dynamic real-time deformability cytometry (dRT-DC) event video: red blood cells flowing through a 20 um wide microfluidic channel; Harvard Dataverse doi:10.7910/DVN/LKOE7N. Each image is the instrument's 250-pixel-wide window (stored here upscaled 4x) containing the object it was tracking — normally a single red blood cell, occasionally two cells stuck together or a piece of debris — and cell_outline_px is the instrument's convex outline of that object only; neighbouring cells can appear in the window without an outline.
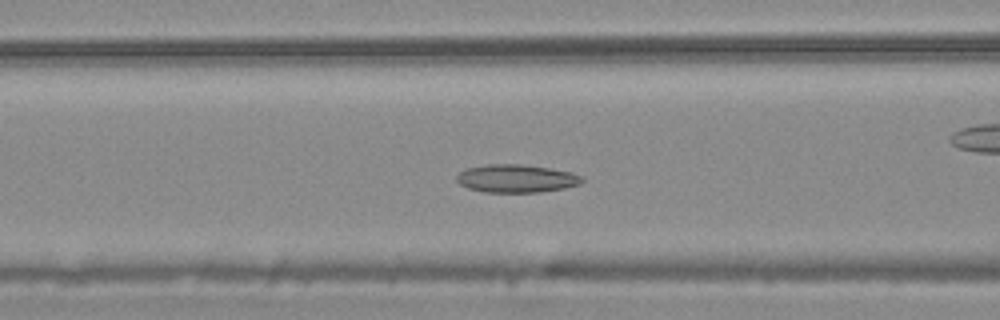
{"species": "common noctule bat (a hibernating species)", "species_latin": "Nyctalus noctula", "temperature_condition": "warm", "stored_images_in_passage": 55, "camera_frame_rate_fps": 3000, "um_per_image_px": 0.085, "animal": {"sex": "male", "body_mass_g": 20.4}, "frame": {"image": 1, "passage_image": 22, "time_ms": 7.0, "image_size_px": [1000, 320], "cell_outline_px": [[584, 180], [580, 184], [564, 188], [540, 192], [484, 192], [468, 188], [460, 184], [456, 180], [456, 176], [464, 168], [488, 164], [520, 164], [548, 168], [572, 172], [584, 176]], "centroid_in_image_um": [43.89, 15.17], "position_along_channel_um": 122.7, "area_um2": 20.58}}
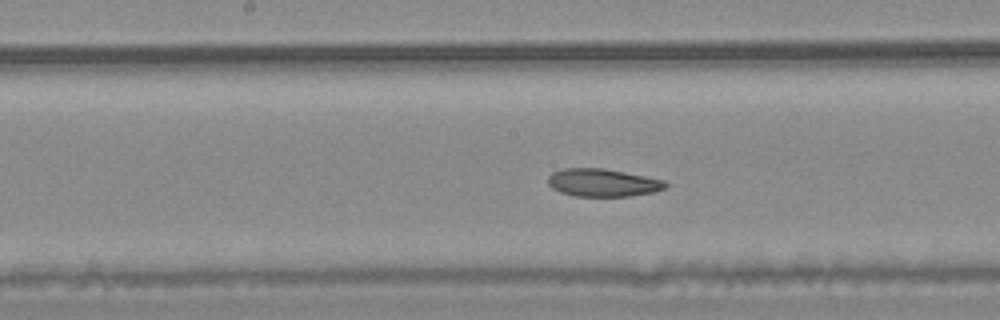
{"frame": {"image": 2, "passage_image": 28, "time_ms": 9.0, "image_size_px": [1000, 320], "cell_outline_px": [[668, 184], [664, 188], [656, 192], [632, 196], [572, 196], [560, 192], [552, 188], [548, 184], [548, 176], [552, 172], [564, 168], [604, 168], [664, 180]], "centroid_in_image_um": [51.22, 15.53], "position_along_channel_um": 197.0, "area_um2": 19.13}}
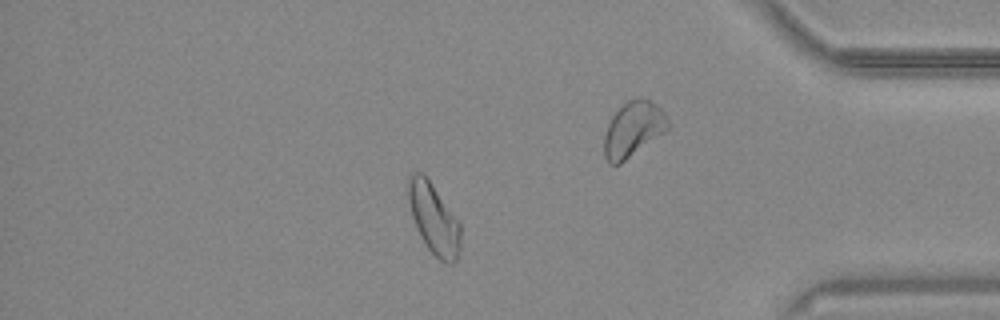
{"frame": {"image": 3, "passage_image": 47, "time_ms": 15.333, "image_size_px": [1000, 320], "cell_outline_px": [[460, 252], [456, 260], [452, 264], [444, 264], [428, 248], [420, 236], [416, 228], [412, 216], [408, 200], [408, 176], [412, 172], [420, 172], [428, 180], [460, 224]], "centroid_in_image_um": [36.86, 18.64], "position_along_channel_um": 398.3, "area_um2": 21.1}, "authors_computed_cell_mechanics": {"area_um2": 21.2704, "velocity_mm_per_s": 3.7118, "shape_relaxation_time_tau1_ms": null, "shape_relaxation_time_tau2_ms": 5.7005, "deformation_change_tau1": null, "deformation_change_tau2": 0.1094}}